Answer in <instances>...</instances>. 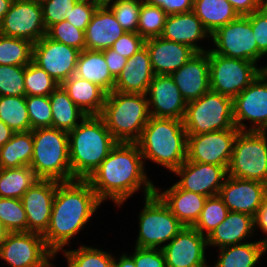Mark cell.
Returning a JSON list of instances; mask_svg holds the SVG:
<instances>
[{
	"label": "cell",
	"mask_w": 267,
	"mask_h": 267,
	"mask_svg": "<svg viewBox=\"0 0 267 267\" xmlns=\"http://www.w3.org/2000/svg\"><path fill=\"white\" fill-rule=\"evenodd\" d=\"M193 2L194 0H168V15L192 11Z\"/></svg>",
	"instance_id": "54"
},
{
	"label": "cell",
	"mask_w": 267,
	"mask_h": 267,
	"mask_svg": "<svg viewBox=\"0 0 267 267\" xmlns=\"http://www.w3.org/2000/svg\"><path fill=\"white\" fill-rule=\"evenodd\" d=\"M238 129L187 135V160L228 167Z\"/></svg>",
	"instance_id": "14"
},
{
	"label": "cell",
	"mask_w": 267,
	"mask_h": 267,
	"mask_svg": "<svg viewBox=\"0 0 267 267\" xmlns=\"http://www.w3.org/2000/svg\"><path fill=\"white\" fill-rule=\"evenodd\" d=\"M228 167L207 163L185 162L173 172L181 177L175 183L180 189L194 192L203 196L218 195L220 188L228 176Z\"/></svg>",
	"instance_id": "18"
},
{
	"label": "cell",
	"mask_w": 267,
	"mask_h": 267,
	"mask_svg": "<svg viewBox=\"0 0 267 267\" xmlns=\"http://www.w3.org/2000/svg\"><path fill=\"white\" fill-rule=\"evenodd\" d=\"M193 11L210 35L239 17L227 0H194Z\"/></svg>",
	"instance_id": "33"
},
{
	"label": "cell",
	"mask_w": 267,
	"mask_h": 267,
	"mask_svg": "<svg viewBox=\"0 0 267 267\" xmlns=\"http://www.w3.org/2000/svg\"><path fill=\"white\" fill-rule=\"evenodd\" d=\"M216 53L229 58H238L256 63L264 56L257 48L251 22L246 16L220 27L210 36Z\"/></svg>",
	"instance_id": "11"
},
{
	"label": "cell",
	"mask_w": 267,
	"mask_h": 267,
	"mask_svg": "<svg viewBox=\"0 0 267 267\" xmlns=\"http://www.w3.org/2000/svg\"><path fill=\"white\" fill-rule=\"evenodd\" d=\"M40 3L13 0L0 24V34L21 38L35 44L46 35Z\"/></svg>",
	"instance_id": "15"
},
{
	"label": "cell",
	"mask_w": 267,
	"mask_h": 267,
	"mask_svg": "<svg viewBox=\"0 0 267 267\" xmlns=\"http://www.w3.org/2000/svg\"><path fill=\"white\" fill-rule=\"evenodd\" d=\"M210 33L205 29L194 11L168 15L161 37L163 39L190 46L196 52H207L197 43L204 38L210 39Z\"/></svg>",
	"instance_id": "24"
},
{
	"label": "cell",
	"mask_w": 267,
	"mask_h": 267,
	"mask_svg": "<svg viewBox=\"0 0 267 267\" xmlns=\"http://www.w3.org/2000/svg\"><path fill=\"white\" fill-rule=\"evenodd\" d=\"M255 227L260 228L263 233L267 234V195L263 206L258 210L255 217ZM263 241L267 244V238H264Z\"/></svg>",
	"instance_id": "55"
},
{
	"label": "cell",
	"mask_w": 267,
	"mask_h": 267,
	"mask_svg": "<svg viewBox=\"0 0 267 267\" xmlns=\"http://www.w3.org/2000/svg\"><path fill=\"white\" fill-rule=\"evenodd\" d=\"M26 96H49L59 84L33 61L25 66Z\"/></svg>",
	"instance_id": "40"
},
{
	"label": "cell",
	"mask_w": 267,
	"mask_h": 267,
	"mask_svg": "<svg viewBox=\"0 0 267 267\" xmlns=\"http://www.w3.org/2000/svg\"><path fill=\"white\" fill-rule=\"evenodd\" d=\"M144 45L145 39L138 33L126 32L111 46V49L120 56L129 59L141 50Z\"/></svg>",
	"instance_id": "49"
},
{
	"label": "cell",
	"mask_w": 267,
	"mask_h": 267,
	"mask_svg": "<svg viewBox=\"0 0 267 267\" xmlns=\"http://www.w3.org/2000/svg\"><path fill=\"white\" fill-rule=\"evenodd\" d=\"M57 181L38 179L22 196L27 232L43 235L50 222Z\"/></svg>",
	"instance_id": "20"
},
{
	"label": "cell",
	"mask_w": 267,
	"mask_h": 267,
	"mask_svg": "<svg viewBox=\"0 0 267 267\" xmlns=\"http://www.w3.org/2000/svg\"><path fill=\"white\" fill-rule=\"evenodd\" d=\"M34 44L0 34V65L26 66L33 61Z\"/></svg>",
	"instance_id": "37"
},
{
	"label": "cell",
	"mask_w": 267,
	"mask_h": 267,
	"mask_svg": "<svg viewBox=\"0 0 267 267\" xmlns=\"http://www.w3.org/2000/svg\"><path fill=\"white\" fill-rule=\"evenodd\" d=\"M100 6H109L113 2L121 1V0H97Z\"/></svg>",
	"instance_id": "62"
},
{
	"label": "cell",
	"mask_w": 267,
	"mask_h": 267,
	"mask_svg": "<svg viewBox=\"0 0 267 267\" xmlns=\"http://www.w3.org/2000/svg\"><path fill=\"white\" fill-rule=\"evenodd\" d=\"M210 90L234 99L262 72L256 63L208 50Z\"/></svg>",
	"instance_id": "10"
},
{
	"label": "cell",
	"mask_w": 267,
	"mask_h": 267,
	"mask_svg": "<svg viewBox=\"0 0 267 267\" xmlns=\"http://www.w3.org/2000/svg\"><path fill=\"white\" fill-rule=\"evenodd\" d=\"M255 227V217L241 212L229 211L223 220L208 236V246L222 248L230 245H238L252 235Z\"/></svg>",
	"instance_id": "27"
},
{
	"label": "cell",
	"mask_w": 267,
	"mask_h": 267,
	"mask_svg": "<svg viewBox=\"0 0 267 267\" xmlns=\"http://www.w3.org/2000/svg\"><path fill=\"white\" fill-rule=\"evenodd\" d=\"M33 156L32 130L14 133L0 148V168L30 166Z\"/></svg>",
	"instance_id": "34"
},
{
	"label": "cell",
	"mask_w": 267,
	"mask_h": 267,
	"mask_svg": "<svg viewBox=\"0 0 267 267\" xmlns=\"http://www.w3.org/2000/svg\"><path fill=\"white\" fill-rule=\"evenodd\" d=\"M187 135L237 129L233 118V99L209 90L187 103L183 119Z\"/></svg>",
	"instance_id": "7"
},
{
	"label": "cell",
	"mask_w": 267,
	"mask_h": 267,
	"mask_svg": "<svg viewBox=\"0 0 267 267\" xmlns=\"http://www.w3.org/2000/svg\"><path fill=\"white\" fill-rule=\"evenodd\" d=\"M54 256L43 236L33 232L9 233L0 247V258L11 267H50Z\"/></svg>",
	"instance_id": "12"
},
{
	"label": "cell",
	"mask_w": 267,
	"mask_h": 267,
	"mask_svg": "<svg viewBox=\"0 0 267 267\" xmlns=\"http://www.w3.org/2000/svg\"><path fill=\"white\" fill-rule=\"evenodd\" d=\"M153 77L150 56L144 46L127 59L126 66L115 79L114 91L146 94Z\"/></svg>",
	"instance_id": "26"
},
{
	"label": "cell",
	"mask_w": 267,
	"mask_h": 267,
	"mask_svg": "<svg viewBox=\"0 0 267 267\" xmlns=\"http://www.w3.org/2000/svg\"><path fill=\"white\" fill-rule=\"evenodd\" d=\"M144 163L137 143L118 142L87 181L102 202L110 199L120 206L141 187L145 197L155 193Z\"/></svg>",
	"instance_id": "1"
},
{
	"label": "cell",
	"mask_w": 267,
	"mask_h": 267,
	"mask_svg": "<svg viewBox=\"0 0 267 267\" xmlns=\"http://www.w3.org/2000/svg\"><path fill=\"white\" fill-rule=\"evenodd\" d=\"M262 72L267 76V66L262 68Z\"/></svg>",
	"instance_id": "64"
},
{
	"label": "cell",
	"mask_w": 267,
	"mask_h": 267,
	"mask_svg": "<svg viewBox=\"0 0 267 267\" xmlns=\"http://www.w3.org/2000/svg\"><path fill=\"white\" fill-rule=\"evenodd\" d=\"M100 117L117 142L136 143L150 118L147 95L107 93Z\"/></svg>",
	"instance_id": "5"
},
{
	"label": "cell",
	"mask_w": 267,
	"mask_h": 267,
	"mask_svg": "<svg viewBox=\"0 0 267 267\" xmlns=\"http://www.w3.org/2000/svg\"><path fill=\"white\" fill-rule=\"evenodd\" d=\"M75 75L97 84L106 93L114 91L115 78L109 71L102 51H81Z\"/></svg>",
	"instance_id": "30"
},
{
	"label": "cell",
	"mask_w": 267,
	"mask_h": 267,
	"mask_svg": "<svg viewBox=\"0 0 267 267\" xmlns=\"http://www.w3.org/2000/svg\"><path fill=\"white\" fill-rule=\"evenodd\" d=\"M219 258L213 267H254L267 252L263 240L219 248Z\"/></svg>",
	"instance_id": "32"
},
{
	"label": "cell",
	"mask_w": 267,
	"mask_h": 267,
	"mask_svg": "<svg viewBox=\"0 0 267 267\" xmlns=\"http://www.w3.org/2000/svg\"><path fill=\"white\" fill-rule=\"evenodd\" d=\"M115 259L116 258H114L113 261V267H135L134 259L130 255L128 256L124 253L121 255L118 262H116L117 260Z\"/></svg>",
	"instance_id": "57"
},
{
	"label": "cell",
	"mask_w": 267,
	"mask_h": 267,
	"mask_svg": "<svg viewBox=\"0 0 267 267\" xmlns=\"http://www.w3.org/2000/svg\"><path fill=\"white\" fill-rule=\"evenodd\" d=\"M125 33L113 12L107 6L99 5L85 30L86 49H109Z\"/></svg>",
	"instance_id": "25"
},
{
	"label": "cell",
	"mask_w": 267,
	"mask_h": 267,
	"mask_svg": "<svg viewBox=\"0 0 267 267\" xmlns=\"http://www.w3.org/2000/svg\"><path fill=\"white\" fill-rule=\"evenodd\" d=\"M258 11L267 19V0H260Z\"/></svg>",
	"instance_id": "61"
},
{
	"label": "cell",
	"mask_w": 267,
	"mask_h": 267,
	"mask_svg": "<svg viewBox=\"0 0 267 267\" xmlns=\"http://www.w3.org/2000/svg\"><path fill=\"white\" fill-rule=\"evenodd\" d=\"M142 2L160 7L168 15V0H142Z\"/></svg>",
	"instance_id": "58"
},
{
	"label": "cell",
	"mask_w": 267,
	"mask_h": 267,
	"mask_svg": "<svg viewBox=\"0 0 267 267\" xmlns=\"http://www.w3.org/2000/svg\"><path fill=\"white\" fill-rule=\"evenodd\" d=\"M144 46L148 50L154 75H170L197 53L188 45L161 36L146 39Z\"/></svg>",
	"instance_id": "23"
},
{
	"label": "cell",
	"mask_w": 267,
	"mask_h": 267,
	"mask_svg": "<svg viewBox=\"0 0 267 267\" xmlns=\"http://www.w3.org/2000/svg\"><path fill=\"white\" fill-rule=\"evenodd\" d=\"M61 86L84 114L100 116L107 93L97 84L74 74L65 80Z\"/></svg>",
	"instance_id": "29"
},
{
	"label": "cell",
	"mask_w": 267,
	"mask_h": 267,
	"mask_svg": "<svg viewBox=\"0 0 267 267\" xmlns=\"http://www.w3.org/2000/svg\"><path fill=\"white\" fill-rule=\"evenodd\" d=\"M98 6L99 3L97 0L77 1L65 20L85 32Z\"/></svg>",
	"instance_id": "48"
},
{
	"label": "cell",
	"mask_w": 267,
	"mask_h": 267,
	"mask_svg": "<svg viewBox=\"0 0 267 267\" xmlns=\"http://www.w3.org/2000/svg\"><path fill=\"white\" fill-rule=\"evenodd\" d=\"M73 180H87L118 143L100 116H87L68 132Z\"/></svg>",
	"instance_id": "3"
},
{
	"label": "cell",
	"mask_w": 267,
	"mask_h": 267,
	"mask_svg": "<svg viewBox=\"0 0 267 267\" xmlns=\"http://www.w3.org/2000/svg\"><path fill=\"white\" fill-rule=\"evenodd\" d=\"M142 0H121L107 6L126 32L137 33Z\"/></svg>",
	"instance_id": "44"
},
{
	"label": "cell",
	"mask_w": 267,
	"mask_h": 267,
	"mask_svg": "<svg viewBox=\"0 0 267 267\" xmlns=\"http://www.w3.org/2000/svg\"><path fill=\"white\" fill-rule=\"evenodd\" d=\"M13 0H0V24L3 21L5 14L9 11V8Z\"/></svg>",
	"instance_id": "59"
},
{
	"label": "cell",
	"mask_w": 267,
	"mask_h": 267,
	"mask_svg": "<svg viewBox=\"0 0 267 267\" xmlns=\"http://www.w3.org/2000/svg\"><path fill=\"white\" fill-rule=\"evenodd\" d=\"M146 95L150 116L184 119L187 102L170 75H154Z\"/></svg>",
	"instance_id": "21"
},
{
	"label": "cell",
	"mask_w": 267,
	"mask_h": 267,
	"mask_svg": "<svg viewBox=\"0 0 267 267\" xmlns=\"http://www.w3.org/2000/svg\"><path fill=\"white\" fill-rule=\"evenodd\" d=\"M78 0H46L41 3L43 21L46 30L65 20Z\"/></svg>",
	"instance_id": "47"
},
{
	"label": "cell",
	"mask_w": 267,
	"mask_h": 267,
	"mask_svg": "<svg viewBox=\"0 0 267 267\" xmlns=\"http://www.w3.org/2000/svg\"><path fill=\"white\" fill-rule=\"evenodd\" d=\"M62 251L68 267H113L114 256L101 249L82 245L75 250Z\"/></svg>",
	"instance_id": "39"
},
{
	"label": "cell",
	"mask_w": 267,
	"mask_h": 267,
	"mask_svg": "<svg viewBox=\"0 0 267 267\" xmlns=\"http://www.w3.org/2000/svg\"><path fill=\"white\" fill-rule=\"evenodd\" d=\"M31 130L52 127V110L49 96H26Z\"/></svg>",
	"instance_id": "45"
},
{
	"label": "cell",
	"mask_w": 267,
	"mask_h": 267,
	"mask_svg": "<svg viewBox=\"0 0 267 267\" xmlns=\"http://www.w3.org/2000/svg\"><path fill=\"white\" fill-rule=\"evenodd\" d=\"M251 22L258 50L267 54V19L257 10L246 16Z\"/></svg>",
	"instance_id": "51"
},
{
	"label": "cell",
	"mask_w": 267,
	"mask_h": 267,
	"mask_svg": "<svg viewBox=\"0 0 267 267\" xmlns=\"http://www.w3.org/2000/svg\"><path fill=\"white\" fill-rule=\"evenodd\" d=\"M0 120L15 133L31 131L26 97L0 96Z\"/></svg>",
	"instance_id": "36"
},
{
	"label": "cell",
	"mask_w": 267,
	"mask_h": 267,
	"mask_svg": "<svg viewBox=\"0 0 267 267\" xmlns=\"http://www.w3.org/2000/svg\"><path fill=\"white\" fill-rule=\"evenodd\" d=\"M158 190L155 193L184 226L192 227L197 222L207 196L180 189L176 184L161 193Z\"/></svg>",
	"instance_id": "28"
},
{
	"label": "cell",
	"mask_w": 267,
	"mask_h": 267,
	"mask_svg": "<svg viewBox=\"0 0 267 267\" xmlns=\"http://www.w3.org/2000/svg\"><path fill=\"white\" fill-rule=\"evenodd\" d=\"M229 211L256 217L267 195V185L255 181L227 176L218 194Z\"/></svg>",
	"instance_id": "19"
},
{
	"label": "cell",
	"mask_w": 267,
	"mask_h": 267,
	"mask_svg": "<svg viewBox=\"0 0 267 267\" xmlns=\"http://www.w3.org/2000/svg\"><path fill=\"white\" fill-rule=\"evenodd\" d=\"M133 255L135 267H166L163 251L159 248H134Z\"/></svg>",
	"instance_id": "50"
},
{
	"label": "cell",
	"mask_w": 267,
	"mask_h": 267,
	"mask_svg": "<svg viewBox=\"0 0 267 267\" xmlns=\"http://www.w3.org/2000/svg\"><path fill=\"white\" fill-rule=\"evenodd\" d=\"M52 110V128L70 132L83 120L86 114L70 99L67 92L59 85L50 95Z\"/></svg>",
	"instance_id": "31"
},
{
	"label": "cell",
	"mask_w": 267,
	"mask_h": 267,
	"mask_svg": "<svg viewBox=\"0 0 267 267\" xmlns=\"http://www.w3.org/2000/svg\"><path fill=\"white\" fill-rule=\"evenodd\" d=\"M167 17L160 7L142 2L137 33L145 40L161 36Z\"/></svg>",
	"instance_id": "41"
},
{
	"label": "cell",
	"mask_w": 267,
	"mask_h": 267,
	"mask_svg": "<svg viewBox=\"0 0 267 267\" xmlns=\"http://www.w3.org/2000/svg\"><path fill=\"white\" fill-rule=\"evenodd\" d=\"M15 132L0 120V148L6 144Z\"/></svg>",
	"instance_id": "56"
},
{
	"label": "cell",
	"mask_w": 267,
	"mask_h": 267,
	"mask_svg": "<svg viewBox=\"0 0 267 267\" xmlns=\"http://www.w3.org/2000/svg\"><path fill=\"white\" fill-rule=\"evenodd\" d=\"M37 180L30 166L0 168V197L21 199Z\"/></svg>",
	"instance_id": "35"
},
{
	"label": "cell",
	"mask_w": 267,
	"mask_h": 267,
	"mask_svg": "<svg viewBox=\"0 0 267 267\" xmlns=\"http://www.w3.org/2000/svg\"><path fill=\"white\" fill-rule=\"evenodd\" d=\"M239 16H247L258 10L260 0H227Z\"/></svg>",
	"instance_id": "53"
},
{
	"label": "cell",
	"mask_w": 267,
	"mask_h": 267,
	"mask_svg": "<svg viewBox=\"0 0 267 267\" xmlns=\"http://www.w3.org/2000/svg\"><path fill=\"white\" fill-rule=\"evenodd\" d=\"M145 205L139 213V234L136 247L159 248L167 244L184 227L169 207L156 194L144 197Z\"/></svg>",
	"instance_id": "9"
},
{
	"label": "cell",
	"mask_w": 267,
	"mask_h": 267,
	"mask_svg": "<svg viewBox=\"0 0 267 267\" xmlns=\"http://www.w3.org/2000/svg\"><path fill=\"white\" fill-rule=\"evenodd\" d=\"M46 35L54 41L74 47L80 51L86 49L85 32L66 20L52 25L47 30Z\"/></svg>",
	"instance_id": "46"
},
{
	"label": "cell",
	"mask_w": 267,
	"mask_h": 267,
	"mask_svg": "<svg viewBox=\"0 0 267 267\" xmlns=\"http://www.w3.org/2000/svg\"><path fill=\"white\" fill-rule=\"evenodd\" d=\"M101 203L87 180L57 181L49 226L42 235L46 246L57 255L70 245Z\"/></svg>",
	"instance_id": "2"
},
{
	"label": "cell",
	"mask_w": 267,
	"mask_h": 267,
	"mask_svg": "<svg viewBox=\"0 0 267 267\" xmlns=\"http://www.w3.org/2000/svg\"><path fill=\"white\" fill-rule=\"evenodd\" d=\"M136 143L144 160L172 172L187 159V132L180 119L150 116Z\"/></svg>",
	"instance_id": "4"
},
{
	"label": "cell",
	"mask_w": 267,
	"mask_h": 267,
	"mask_svg": "<svg viewBox=\"0 0 267 267\" xmlns=\"http://www.w3.org/2000/svg\"><path fill=\"white\" fill-rule=\"evenodd\" d=\"M233 118L239 131H267V76L263 72L233 99ZM243 120L252 122L250 128Z\"/></svg>",
	"instance_id": "13"
},
{
	"label": "cell",
	"mask_w": 267,
	"mask_h": 267,
	"mask_svg": "<svg viewBox=\"0 0 267 267\" xmlns=\"http://www.w3.org/2000/svg\"><path fill=\"white\" fill-rule=\"evenodd\" d=\"M170 76L187 103L197 100L210 90L208 51L197 52Z\"/></svg>",
	"instance_id": "22"
},
{
	"label": "cell",
	"mask_w": 267,
	"mask_h": 267,
	"mask_svg": "<svg viewBox=\"0 0 267 267\" xmlns=\"http://www.w3.org/2000/svg\"><path fill=\"white\" fill-rule=\"evenodd\" d=\"M9 233L10 232L7 230V228L0 221V247H1L2 243L5 241V239L7 238Z\"/></svg>",
	"instance_id": "60"
},
{
	"label": "cell",
	"mask_w": 267,
	"mask_h": 267,
	"mask_svg": "<svg viewBox=\"0 0 267 267\" xmlns=\"http://www.w3.org/2000/svg\"><path fill=\"white\" fill-rule=\"evenodd\" d=\"M207 237L195 228L184 226L170 242L162 246L166 267H205Z\"/></svg>",
	"instance_id": "17"
},
{
	"label": "cell",
	"mask_w": 267,
	"mask_h": 267,
	"mask_svg": "<svg viewBox=\"0 0 267 267\" xmlns=\"http://www.w3.org/2000/svg\"><path fill=\"white\" fill-rule=\"evenodd\" d=\"M111 75L116 79L127 64V58L120 56L113 49L102 50Z\"/></svg>",
	"instance_id": "52"
},
{
	"label": "cell",
	"mask_w": 267,
	"mask_h": 267,
	"mask_svg": "<svg viewBox=\"0 0 267 267\" xmlns=\"http://www.w3.org/2000/svg\"><path fill=\"white\" fill-rule=\"evenodd\" d=\"M227 170L228 176L267 185V131H239Z\"/></svg>",
	"instance_id": "8"
},
{
	"label": "cell",
	"mask_w": 267,
	"mask_h": 267,
	"mask_svg": "<svg viewBox=\"0 0 267 267\" xmlns=\"http://www.w3.org/2000/svg\"><path fill=\"white\" fill-rule=\"evenodd\" d=\"M228 213L229 209L219 195L209 196L205 200L197 222L192 227L200 234L207 237L223 220L226 219Z\"/></svg>",
	"instance_id": "38"
},
{
	"label": "cell",
	"mask_w": 267,
	"mask_h": 267,
	"mask_svg": "<svg viewBox=\"0 0 267 267\" xmlns=\"http://www.w3.org/2000/svg\"><path fill=\"white\" fill-rule=\"evenodd\" d=\"M25 66L0 65V96L25 95Z\"/></svg>",
	"instance_id": "43"
},
{
	"label": "cell",
	"mask_w": 267,
	"mask_h": 267,
	"mask_svg": "<svg viewBox=\"0 0 267 267\" xmlns=\"http://www.w3.org/2000/svg\"><path fill=\"white\" fill-rule=\"evenodd\" d=\"M0 221L10 233L27 232V216L21 199L0 197Z\"/></svg>",
	"instance_id": "42"
},
{
	"label": "cell",
	"mask_w": 267,
	"mask_h": 267,
	"mask_svg": "<svg viewBox=\"0 0 267 267\" xmlns=\"http://www.w3.org/2000/svg\"><path fill=\"white\" fill-rule=\"evenodd\" d=\"M25 1H31V2H36V3H43L46 0H25Z\"/></svg>",
	"instance_id": "63"
},
{
	"label": "cell",
	"mask_w": 267,
	"mask_h": 267,
	"mask_svg": "<svg viewBox=\"0 0 267 267\" xmlns=\"http://www.w3.org/2000/svg\"><path fill=\"white\" fill-rule=\"evenodd\" d=\"M33 156L30 168L38 179L73 180L69 158L68 132L56 128L32 130Z\"/></svg>",
	"instance_id": "6"
},
{
	"label": "cell",
	"mask_w": 267,
	"mask_h": 267,
	"mask_svg": "<svg viewBox=\"0 0 267 267\" xmlns=\"http://www.w3.org/2000/svg\"><path fill=\"white\" fill-rule=\"evenodd\" d=\"M80 52L45 35L33 46V62L61 85L75 74Z\"/></svg>",
	"instance_id": "16"
}]
</instances>
